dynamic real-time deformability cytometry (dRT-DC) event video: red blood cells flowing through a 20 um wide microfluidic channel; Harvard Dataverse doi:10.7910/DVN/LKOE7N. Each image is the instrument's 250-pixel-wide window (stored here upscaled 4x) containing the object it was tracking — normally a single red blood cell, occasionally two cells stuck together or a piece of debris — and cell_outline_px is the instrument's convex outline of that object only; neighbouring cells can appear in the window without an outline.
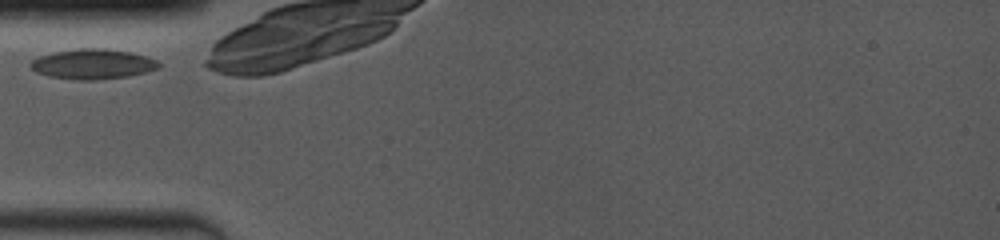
{"species": "common noctule bat (a hibernating species)", "species_latin": "Nyctalus noctula", "temperature_condition": "room temperature", "stored_images_in_passage": 16, "camera_frame_rate_fps": 4000, "um_per_image_px": 0.085, "animal": {"sex": "female", "body_mass_g": 19.0, "forearm_length_mm": 53.3}, "frame": {"image": 1, "passage_image": 1, "time_ms": 0.0, "image_size_px": [1000, 240], "cell_outline_px": [[160, 68], [128, 76], [92, 80], [72, 80], [48, 76], [36, 72], [28, 68], [28, 64], [32, 60], [40, 56], [56, 52], [80, 48], [104, 48], [128, 52], [144, 56], [156, 60], [160, 64]], "centroid_in_image_um": [7.83, 5.45], "position_along_channel_um": 77.2, "area_um2": 22.37}}